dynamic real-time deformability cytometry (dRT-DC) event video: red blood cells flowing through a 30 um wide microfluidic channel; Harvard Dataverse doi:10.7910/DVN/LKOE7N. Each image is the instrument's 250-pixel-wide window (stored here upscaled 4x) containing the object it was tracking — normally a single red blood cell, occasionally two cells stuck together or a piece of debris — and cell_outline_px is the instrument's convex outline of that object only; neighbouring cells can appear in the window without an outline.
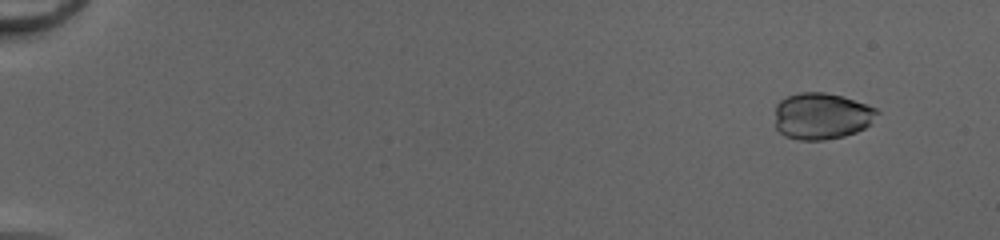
{"species": "common noctule bat (a hibernating species)", "species_latin": "Nyctalus noctula", "temperature_condition": "cold", "stored_images_in_passage": 52, "camera_frame_rate_fps": 3000, "um_per_image_px": 0.085, "animal": {"sex": "female", "body_mass_g": 20.0, "forearm_length_mm": 54.0}, "frame": {"image": 1, "passage_image": 5, "time_ms": 1.333, "image_size_px": [1000, 240], "cell_outline_px": [[880, 112], [872, 124], [856, 132], [844, 136], [824, 140], [800, 140], [784, 136], [776, 128], [776, 104], [780, 100], [788, 96], [800, 92], [824, 92], [840, 96], [868, 104], [876, 108]], "centroid_in_image_um": [69.87, 9.87], "position_along_channel_um": 15.1, "area_um2": 27.92}}
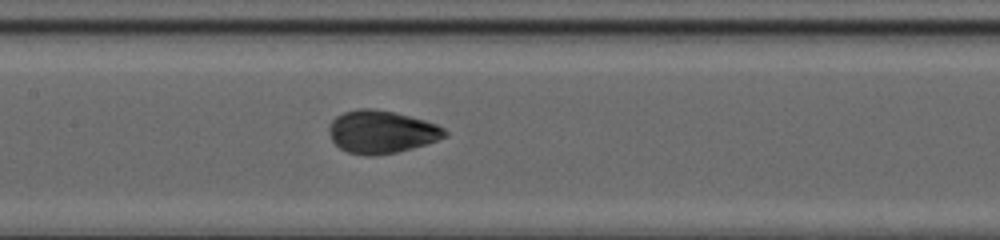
{"frame": {"image": 2, "passage_image": 28, "time_ms": 9.0, "image_size_px": [1000, 240], "cell_outline_px": [[448, 136], [412, 148], [396, 152], [376, 156], [368, 156], [348, 152], [340, 148], [332, 140], [328, 128], [328, 124], [336, 116], [344, 112], [360, 108], [372, 108], [396, 112], [424, 120], [436, 124], [444, 128], [448, 132]], "centroid_in_image_um": [32.41, 11.2], "position_along_channel_um": 175.0, "area_um2": 28.9}}
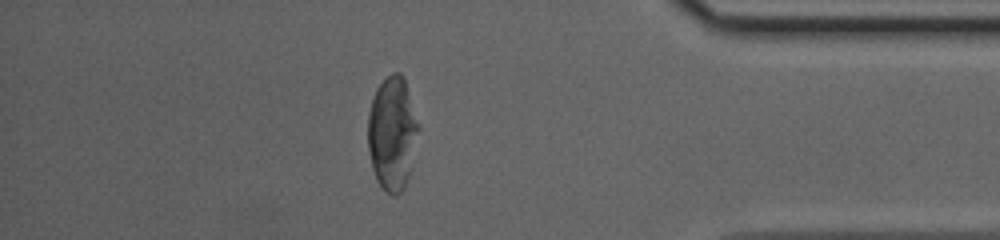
{"frame": {"image": 3, "passage_image": 46, "time_ms": 15.0, "image_size_px": [1000, 240], "cell_outline_px": [[420, 128], [408, 176], [404, 188], [396, 196], [392, 196], [384, 192], [376, 180], [372, 168], [368, 148], [368, 112], [376, 88], [392, 72], [400, 72], [404, 76], [420, 124]], "centroid_in_image_um": [33.35, 11.33], "position_along_channel_um": 401.9, "area_um2": 33.87}, "authors_computed_cell_mechanics": {"area_um2": 28.5821, "velocity_mm_per_s": 4.1993, "shape_relaxation_time_tau1_ms": 4.0711, "shape_relaxation_time_tau2_ms": null, "deformation_change_tau1": 0.1475, "deformation_change_tau2": null}}